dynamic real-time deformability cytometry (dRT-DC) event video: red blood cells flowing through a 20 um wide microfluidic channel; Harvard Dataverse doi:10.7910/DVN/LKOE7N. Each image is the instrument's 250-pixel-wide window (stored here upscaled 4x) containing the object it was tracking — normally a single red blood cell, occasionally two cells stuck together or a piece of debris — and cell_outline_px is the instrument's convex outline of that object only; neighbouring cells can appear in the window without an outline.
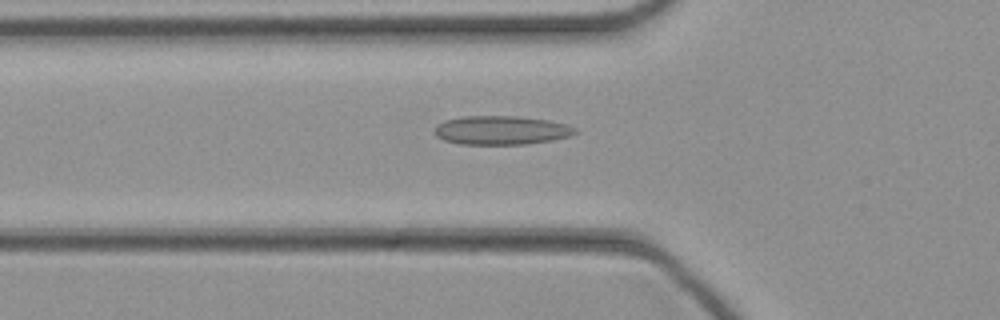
{"species": "common noctule bat (a hibernating species)", "species_latin": "Nyctalus noctula", "temperature_condition": "cold", "stored_images_in_passage": 39, "camera_frame_rate_fps": 3000, "um_per_image_px": 0.085, "animal": {"sex": "female", "body_mass_g": 21.9}, "frame": {"image": 1, "passage_image": 8, "time_ms": 2.333, "image_size_px": [1000, 320], "cell_outline_px": [[576, 132], [568, 136], [552, 140], [524, 144], [460, 144], [444, 140], [436, 136], [436, 124], [444, 120], [460, 116], [516, 116], [548, 120], [568, 124], [576, 128]], "centroid_in_image_um": [42.59, 11.06], "position_along_channel_um": 83.2, "area_um2": 23.58}}
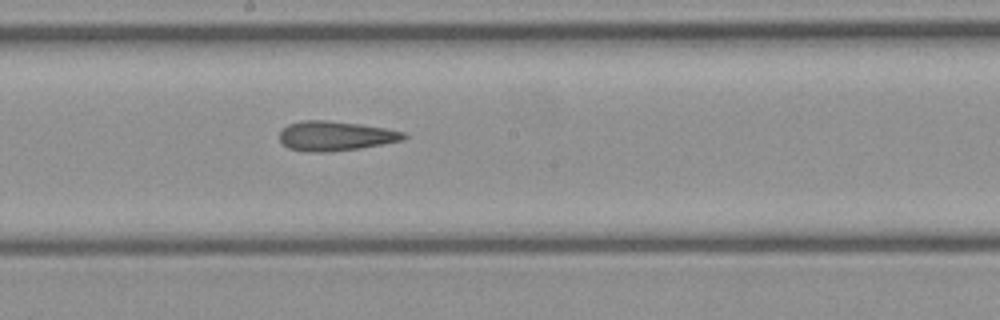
{"frame": {"image": 2, "passage_image": 17, "time_ms": 5.333, "image_size_px": [1000, 320], "cell_outline_px": [[408, 136], [404, 140], [360, 148], [332, 152], [304, 152], [288, 148], [280, 140], [280, 132], [288, 124], [300, 120], [328, 120], [360, 124], [384, 128], [404, 132]], "centroid_in_image_um": [28.5, 11.56], "position_along_channel_um": 219.7, "area_um2": 21.56}}
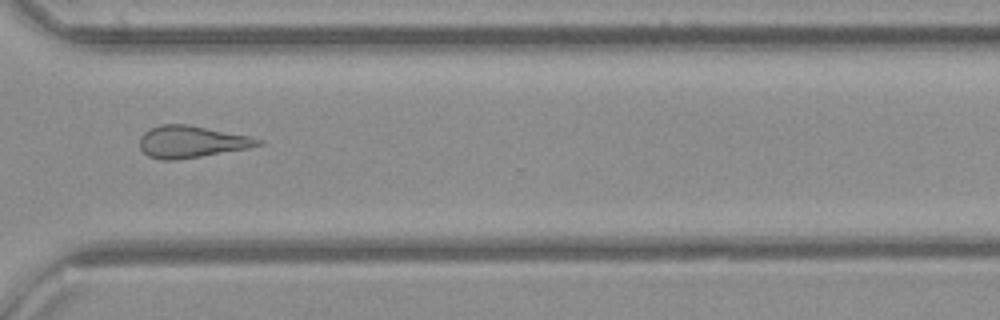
{"frame": {"image": 3, "passage_image": 26, "time_ms": 8.333, "image_size_px": [1000, 320], "cell_outline_px": [[264, 144], [252, 148], [176, 160], [160, 160], [148, 156], [140, 148], [140, 136], [144, 132], [160, 124], [188, 124], [248, 136], [264, 140]], "centroid_in_image_um": [16.3, 12.06], "position_along_channel_um": 354.3, "area_um2": 22.14}}